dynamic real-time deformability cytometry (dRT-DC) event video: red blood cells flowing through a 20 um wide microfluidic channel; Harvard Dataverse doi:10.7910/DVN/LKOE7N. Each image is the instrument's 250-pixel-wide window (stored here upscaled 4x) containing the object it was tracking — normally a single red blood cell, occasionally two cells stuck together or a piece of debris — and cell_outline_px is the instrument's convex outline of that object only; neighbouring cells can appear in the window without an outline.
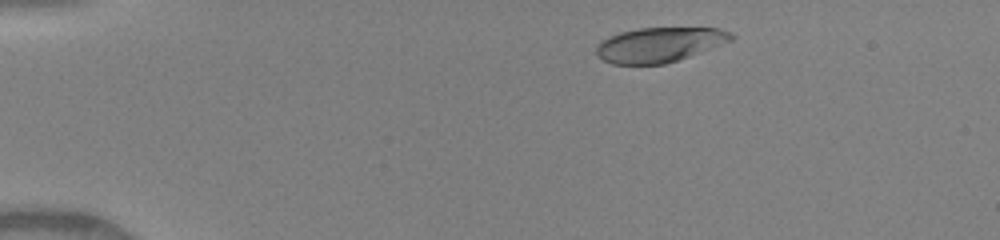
{"species": "human", "species_latin": "Homo sapiens", "temperature_condition": "warm", "stored_images_in_passage": 44, "camera_frame_rate_fps": 3000, "um_per_image_px": 0.085, "donor": {"sex": "female"}, "frame": {"image": 1, "passage_image": 4, "time_ms": 1.0, "image_size_px": [1000, 240], "cell_outline_px": [[736, 36], [732, 40], [700, 52], [664, 64], [612, 64], [604, 60], [596, 52], [596, 44], [620, 32], [640, 28], [720, 28], [732, 32]], "centroid_in_image_um": [56.08, 3.79], "position_along_channel_um": 28.9, "area_um2": 26.99}}
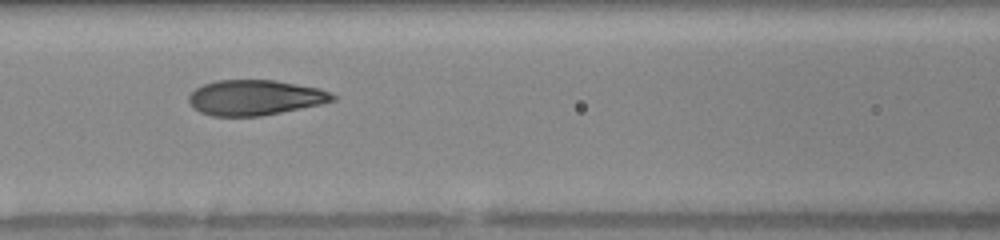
{"frame": {"image": 2, "passage_image": 18, "time_ms": 5.667, "image_size_px": [1000, 240], "cell_outline_px": [[336, 100], [320, 104], [260, 116], [212, 116], [200, 112], [192, 108], [188, 100], [188, 96], [196, 88], [204, 84], [216, 80], [276, 80], [320, 88], [336, 96]], "centroid_in_image_um": [21.65, 8.29], "position_along_channel_um": 145.0, "area_um2": 29.54}}
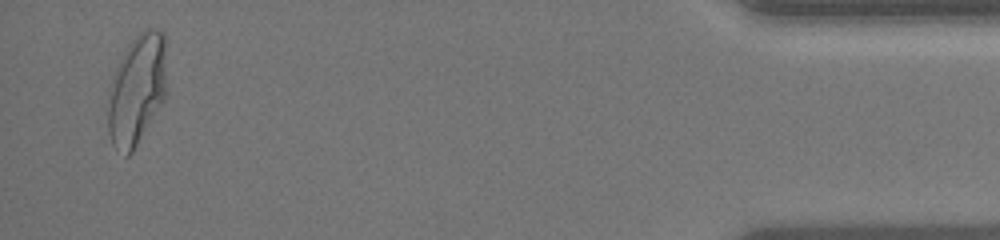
{"frame": {"image": 3, "passage_image": 43, "time_ms": 14.0, "image_size_px": [1000, 240], "cell_outline_px": [[164, 96], [132, 152], [128, 156], [124, 156], [112, 144], [108, 132], [108, 88], [112, 76], [128, 44], [140, 32], [148, 28], [156, 28], [164, 32]], "centroid_in_image_um": [11.57, 7.61], "position_along_channel_um": 423.6, "area_um2": 36.93}, "authors_computed_cell_mechanics": {"area_um2": 30.2583, "velocity_mm_per_s": 4.1626, "shape_relaxation_time_tau1_ms": 3.9188, "shape_relaxation_time_tau2_ms": null, "deformation_change_tau1": 0.1922, "deformation_change_tau2": null}}